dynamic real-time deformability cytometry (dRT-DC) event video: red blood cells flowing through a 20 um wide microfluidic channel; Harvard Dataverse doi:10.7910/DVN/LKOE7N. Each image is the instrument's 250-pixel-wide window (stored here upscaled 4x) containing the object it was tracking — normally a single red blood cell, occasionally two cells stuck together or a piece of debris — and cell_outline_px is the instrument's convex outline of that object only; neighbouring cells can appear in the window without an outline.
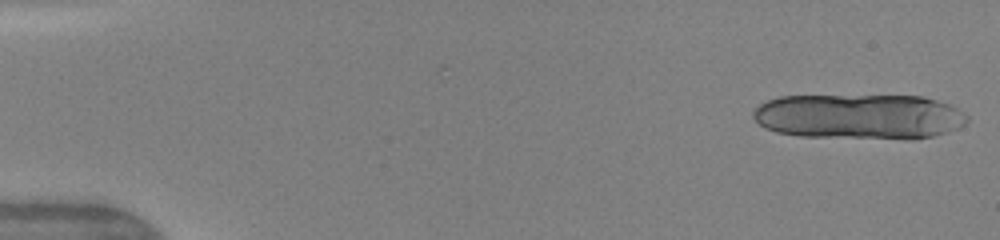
{"species": "human", "species_latin": "Homo sapiens", "temperature_condition": "warm", "stored_images_in_passage": 14, "camera_frame_rate_fps": 3000, "um_per_image_px": 0.085, "donor": {"sex": "female"}, "frame": {"image": 1, "passage_image": 1, "time_ms": 0.0, "image_size_px": [1000, 240], "cell_outline_px": [[968, 120], [964, 124], [956, 128], [932, 136], [912, 140], [908, 140], [800, 136], [776, 132], [764, 128], [752, 116], [752, 112], [760, 104], [768, 100], [780, 96], [924, 96], [948, 104], [964, 112], [968, 116]], "centroid_in_image_um": [73.03, 9.92], "position_along_channel_um": 12.0, "area_um2": 56.82}}